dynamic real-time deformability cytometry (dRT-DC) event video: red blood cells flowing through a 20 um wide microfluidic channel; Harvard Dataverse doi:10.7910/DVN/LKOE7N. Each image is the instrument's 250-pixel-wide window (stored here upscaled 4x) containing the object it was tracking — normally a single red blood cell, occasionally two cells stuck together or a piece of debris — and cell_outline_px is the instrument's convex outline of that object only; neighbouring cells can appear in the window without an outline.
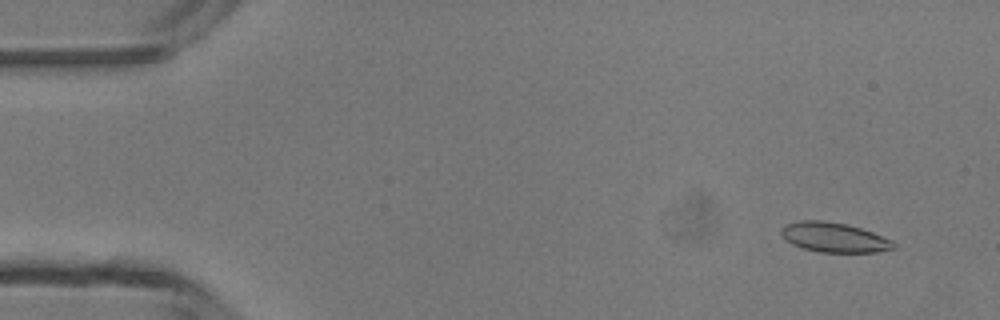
{"species": "common noctule bat (a hibernating species)", "species_latin": "Nyctalus noctula", "temperature_condition": "room temperature", "stored_images_in_passage": 5, "camera_frame_rate_fps": 3000, "um_per_image_px": 0.085, "animal": {"sex": "male", "body_mass_g": 13.3}, "frame": {"image": 1, "passage_image": 2, "time_ms": 1.0, "image_size_px": [1000, 320], "cell_outline_px": [[896, 248], [876, 252], [820, 252], [804, 248], [792, 244], [780, 232], [780, 228], [784, 224], [800, 220], [824, 220], [848, 224], [872, 232], [892, 240], [896, 244]], "centroid_in_image_um": [70.9, 20.16], "position_along_channel_um": 14.1, "area_um2": 19.48}}
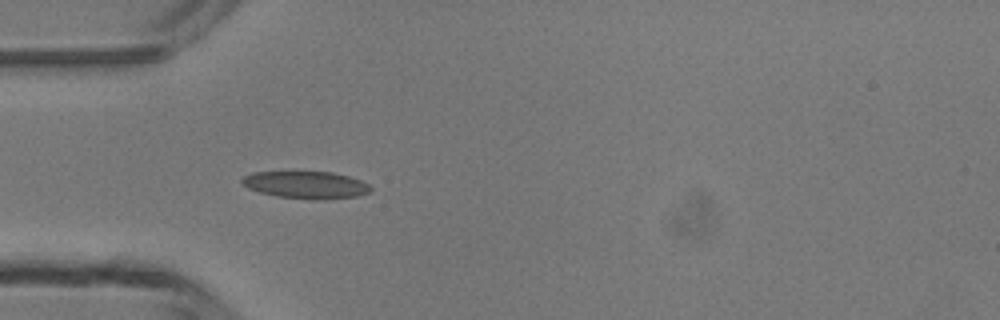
{"frame": {"image": 2, "passage_image": 5, "time_ms": 4.667, "image_size_px": [1000, 320], "cell_outline_px": [[372, 192], [356, 196], [324, 200], [312, 200], [276, 196], [260, 192], [248, 188], [240, 180], [244, 176], [252, 172], [332, 172], [348, 176], [360, 180], [368, 184], [372, 188]], "centroid_in_image_um": [26.03, 15.72], "position_along_channel_um": 59.0, "area_um2": 20.52}}